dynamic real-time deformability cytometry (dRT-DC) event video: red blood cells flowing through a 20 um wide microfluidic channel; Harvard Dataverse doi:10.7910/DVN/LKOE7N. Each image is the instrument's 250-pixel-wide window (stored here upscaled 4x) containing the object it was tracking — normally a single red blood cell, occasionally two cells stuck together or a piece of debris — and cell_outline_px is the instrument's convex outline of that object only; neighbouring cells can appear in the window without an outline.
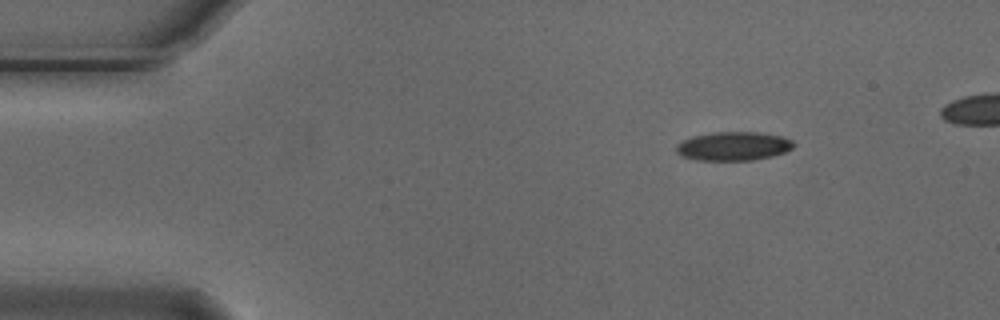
{"species": "Egyptian fruit bat (a non-hibernating species)", "species_latin": "Rousettus aegyptiacus", "temperature_condition": "cold", "stored_images_in_passage": 7, "camera_frame_rate_fps": 3000, "um_per_image_px": 0.085, "animal": {"sex": "male"}, "frame": {"image": 1, "passage_image": 1, "time_ms": 0.0, "image_size_px": [1000, 320], "cell_outline_px": [[796, 144], [792, 148], [784, 152], [772, 156], [752, 160], [696, 160], [680, 156], [676, 152], [676, 144], [692, 136], [712, 132], [756, 132], [784, 136], [792, 140]], "centroid_in_image_um": [62.33, 12.42], "position_along_channel_um": 22.7, "area_um2": 19.83}}
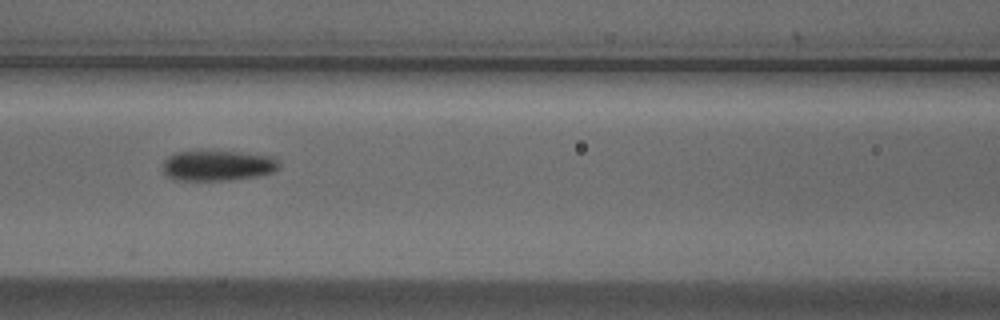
{"frame": {"image": 2, "passage_image": 5, "time_ms": 1.333, "image_size_px": [1000, 320], "cell_outline_px": [[280, 168], [272, 172], [256, 176], [228, 180], [172, 180], [164, 172], [164, 160], [168, 156], [176, 152], [240, 152], [276, 156], [280, 164]], "centroid_in_image_um": [18.55, 14.08], "position_along_channel_um": 148.1, "area_um2": 20.52}}
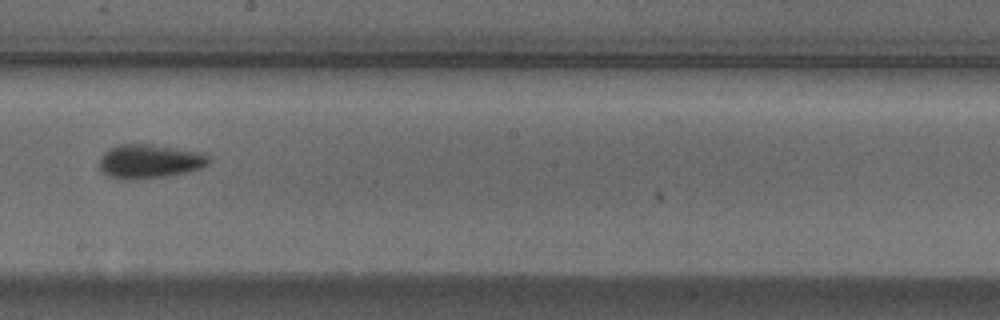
{"frame": {"image": 3, "passage_image": 7, "time_ms": 2.0, "image_size_px": [1000, 320], "cell_outline_px": [[212, 160], [208, 164], [200, 168], [188, 172], [168, 176], [136, 180], [120, 180], [108, 176], [100, 168], [100, 156], [108, 148], [120, 144], [152, 144], [204, 152]], "centroid_in_image_um": [12.72, 13.72], "position_along_channel_um": 235.5, "area_um2": 22.14}}